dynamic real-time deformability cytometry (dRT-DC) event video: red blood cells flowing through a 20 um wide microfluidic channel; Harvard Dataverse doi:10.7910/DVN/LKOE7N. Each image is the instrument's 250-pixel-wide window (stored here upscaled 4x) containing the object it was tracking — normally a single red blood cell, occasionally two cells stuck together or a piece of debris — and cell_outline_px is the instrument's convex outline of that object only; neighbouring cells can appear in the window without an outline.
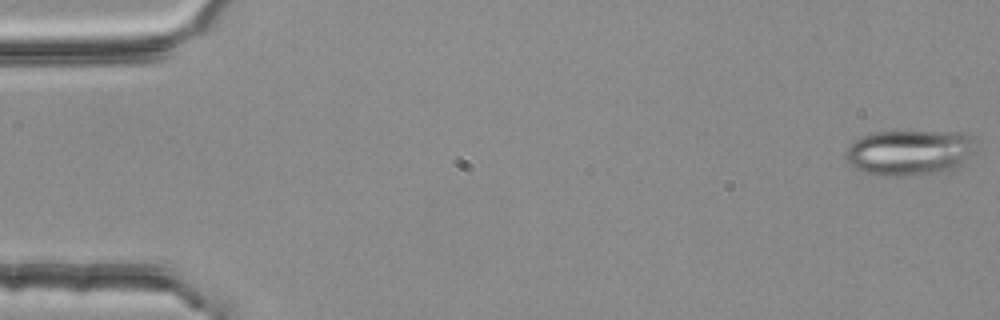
{"species": "common noctule bat (a hibernating species)", "species_latin": "Nyctalus noctula", "temperature_condition": "room temperature", "stored_images_in_passage": 4, "camera_frame_rate_fps": 3000, "um_per_image_px": 0.085, "animal": {"sex": "female", "body_mass_g": 25.1}, "frame": {"image": 1, "passage_image": 1, "time_ms": 0.0, "image_size_px": [1000, 320], "cell_outline_px": [[976, 136], [972, 152], [956, 168], [948, 172], [904, 176], [876, 176], [864, 172], [856, 168], [848, 160], [848, 148], [856, 140], [864, 136], [876, 132], [968, 132]], "centroid_in_image_um": [77.38, 12.97], "position_along_channel_um": 7.6, "area_um2": 34.39}}